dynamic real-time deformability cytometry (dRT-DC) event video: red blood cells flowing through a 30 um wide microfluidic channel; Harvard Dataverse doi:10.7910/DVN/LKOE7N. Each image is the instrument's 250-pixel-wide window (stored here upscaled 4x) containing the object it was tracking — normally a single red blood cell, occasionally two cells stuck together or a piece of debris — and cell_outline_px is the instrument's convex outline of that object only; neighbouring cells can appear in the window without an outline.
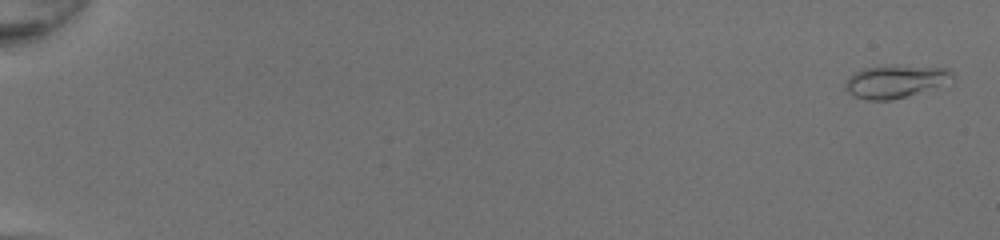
{"species": "common noctule bat (a hibernating species)", "species_latin": "Nyctalus noctula", "temperature_condition": "room temperature", "stored_images_in_passage": 51, "camera_frame_rate_fps": 3000, "um_per_image_px": 0.085, "animal": {"sex": "female", "body_mass_g": 20.0, "forearm_length_mm": 54.0}, "frame": {"image": 1, "passage_image": 1, "time_ms": 0.0, "image_size_px": [1000, 240], "cell_outline_px": [[952, 76], [936, 84], [904, 96], [888, 100], [868, 100], [856, 96], [848, 92], [844, 84], [856, 72], [868, 68], [948, 68], [952, 72]], "centroid_in_image_um": [75.96, 6.96], "position_along_channel_um": 9.0, "area_um2": 18.15}}
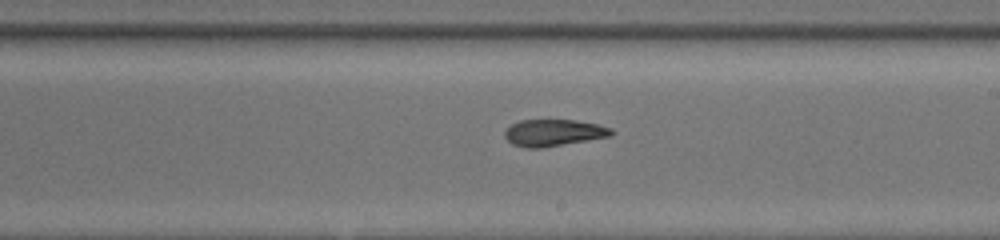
{"frame": {"image": 2, "passage_image": 32, "time_ms": 10.333, "image_size_px": [1000, 240], "cell_outline_px": [[616, 132], [612, 136], [540, 148], [528, 148], [512, 144], [504, 136], [504, 132], [512, 124], [520, 120], [576, 120], [600, 124], [612, 128]], "centroid_in_image_um": [47.11, 11.27], "position_along_channel_um": 241.9, "area_um2": 16.7}}
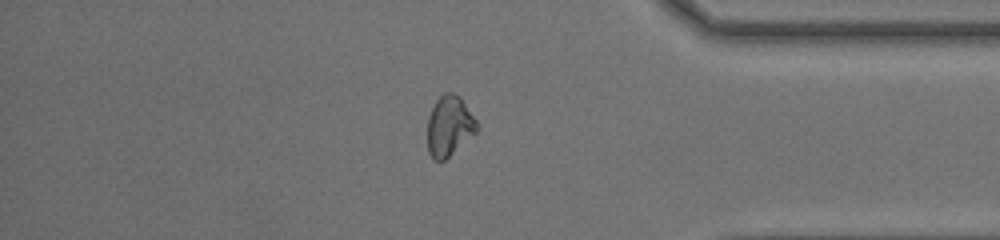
{"frame": {"image": 3, "passage_image": 44, "time_ms": 14.333, "image_size_px": [1000, 240], "cell_outline_px": [[476, 132], [444, 160], [432, 160], [428, 152], [428, 116], [436, 100], [444, 92], [452, 92], [460, 96], [476, 120]], "centroid_in_image_um": [38.16, 10.69], "position_along_channel_um": 397.0, "area_um2": 17.11}, "authors_computed_cell_mechanics": {"area_um2": 17.2244, "velocity_mm_per_s": 4.276, "shape_relaxation_time_tau1_ms": null, "shape_relaxation_time_tau2_ms": 3.4159, "deformation_change_tau1": null, "deformation_change_tau2": 0.0884}}